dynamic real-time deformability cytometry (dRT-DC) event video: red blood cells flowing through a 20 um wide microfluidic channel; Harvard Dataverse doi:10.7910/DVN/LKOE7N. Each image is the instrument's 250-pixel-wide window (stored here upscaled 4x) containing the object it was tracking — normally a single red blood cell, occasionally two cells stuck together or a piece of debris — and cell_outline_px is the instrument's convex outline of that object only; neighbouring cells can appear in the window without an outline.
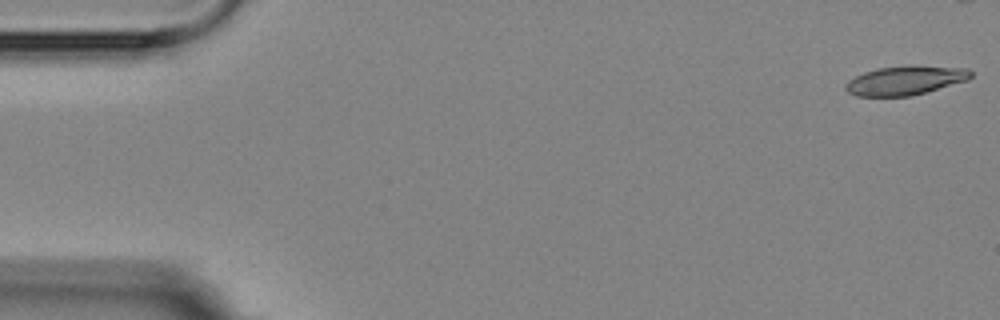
{"species": "Egyptian fruit bat (a non-hibernating species)", "species_latin": "Rousettus aegyptiacus", "temperature_condition": "room temperature", "stored_images_in_passage": 3, "camera_frame_rate_fps": 3000, "um_per_image_px": 0.085, "animal": {"sex": "female"}, "frame": {"image": 1, "passage_image": 1, "time_ms": 0.0, "image_size_px": [1000, 320], "cell_outline_px": [[972, 76], [968, 80], [912, 96], [856, 96], [848, 92], [844, 88], [844, 84], [848, 80], [864, 72], [876, 68], [912, 64], [968, 68], [972, 72]], "centroid_in_image_um": [76.96, 6.81], "position_along_channel_um": 8.0, "area_um2": 21.62}}